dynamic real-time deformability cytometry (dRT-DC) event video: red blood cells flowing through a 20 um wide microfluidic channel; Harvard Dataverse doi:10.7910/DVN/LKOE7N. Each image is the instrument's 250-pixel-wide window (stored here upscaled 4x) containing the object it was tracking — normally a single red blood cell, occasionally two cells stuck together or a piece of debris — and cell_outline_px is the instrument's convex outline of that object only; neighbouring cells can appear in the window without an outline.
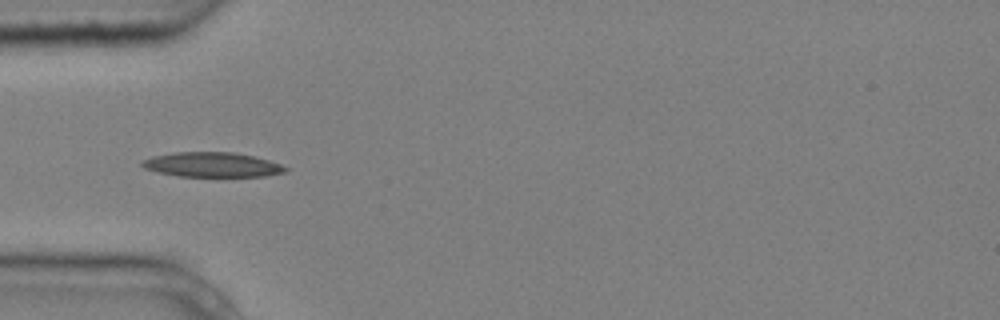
{"species": "common noctule bat (a hibernating species)", "species_latin": "Nyctalus noctula", "temperature_condition": "cold", "stored_images_in_passage": 7, "camera_frame_rate_fps": 3000, "um_per_image_px": 0.085, "animal": {"sex": "male", "body_mass_g": 20.4}, "frame": {"image": 1, "passage_image": 5, "time_ms": 1.333, "image_size_px": [1000, 320], "cell_outline_px": [[288, 172], [264, 176], [176, 176], [144, 168], [140, 164], [140, 160], [152, 156], [176, 152], [232, 152], [252, 156], [268, 160], [280, 164], [288, 168]], "centroid_in_image_um": [18.01, 13.99], "position_along_channel_um": 67.0, "area_um2": 20.58}}
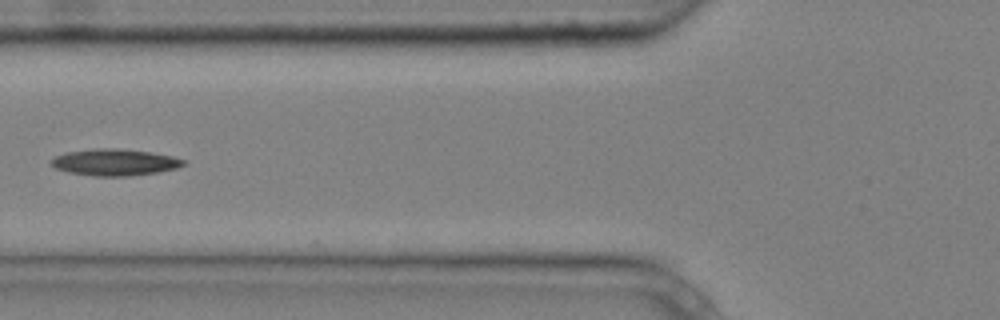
{"frame": {"image": 2, "passage_image": 6, "time_ms": 1.667, "image_size_px": [1000, 320], "cell_outline_px": [[184, 164], [176, 168], [156, 172], [128, 176], [92, 176], [68, 172], [56, 168], [52, 164], [52, 160], [56, 156], [68, 152], [96, 148], [116, 148], [148, 152], [172, 156], [184, 160]], "centroid_in_image_um": [9.74, 13.8], "position_along_channel_um": 116.1, "area_um2": 20.11}}